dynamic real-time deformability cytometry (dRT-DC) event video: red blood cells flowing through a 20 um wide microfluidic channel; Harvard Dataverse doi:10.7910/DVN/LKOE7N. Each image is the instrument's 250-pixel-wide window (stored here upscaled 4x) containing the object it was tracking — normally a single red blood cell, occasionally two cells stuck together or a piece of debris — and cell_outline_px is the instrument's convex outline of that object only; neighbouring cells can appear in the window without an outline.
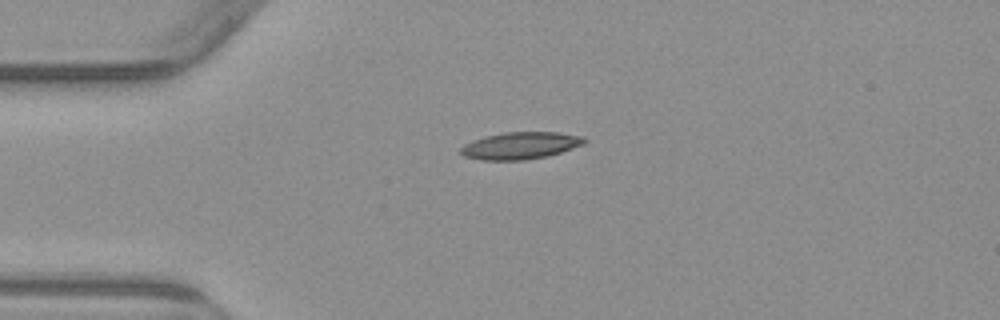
{"species": "common noctule bat (a hibernating species)", "species_latin": "Nyctalus noctula", "temperature_condition": "warm", "stored_images_in_passage": 5, "camera_frame_rate_fps": 3000, "um_per_image_px": 0.085, "animal": {"sex": "male", "body_mass_g": 23.1, "forearm_length_mm": 52.7}, "frame": {"image": 1, "passage_image": 2, "time_ms": 3.0, "image_size_px": [1000, 320], "cell_outline_px": [[588, 140], [584, 144], [548, 156], [524, 160], [480, 160], [464, 156], [460, 152], [460, 148], [464, 144], [472, 140], [484, 136], [504, 132], [556, 132], [584, 136]], "centroid_in_image_um": [44.23, 12.37], "position_along_channel_um": 40.8, "area_um2": 19.65}}
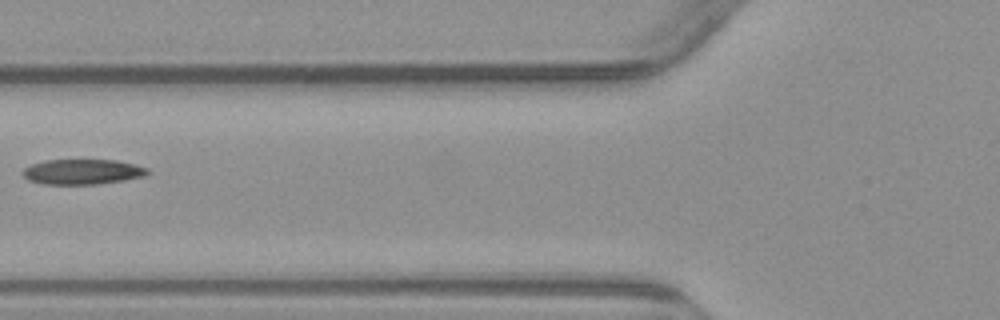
{"frame": {"image": 2, "passage_image": 4, "time_ms": 5.667, "image_size_px": [1000, 320], "cell_outline_px": [[152, 172], [144, 176], [124, 180], [96, 184], [44, 184], [28, 180], [20, 172], [24, 168], [32, 164], [44, 160], [116, 160], [136, 164], [148, 168]], "centroid_in_image_um": [7.02, 14.6], "position_along_channel_um": 118.8, "area_um2": 18.44}}
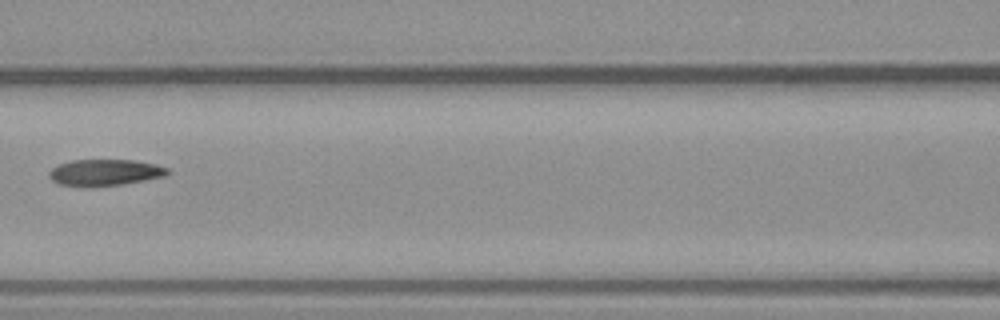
{"frame": {"image": 3, "passage_image": 5, "time_ms": 6.667, "image_size_px": [1000, 320], "cell_outline_px": [[172, 172], [164, 176], [124, 184], [92, 188], [84, 188], [60, 184], [52, 180], [48, 176], [48, 172], [52, 168], [60, 164], [72, 160], [132, 160], [156, 164], [168, 168]], "centroid_in_image_um": [8.9, 14.68], "position_along_channel_um": 157.7, "area_um2": 18.55}}